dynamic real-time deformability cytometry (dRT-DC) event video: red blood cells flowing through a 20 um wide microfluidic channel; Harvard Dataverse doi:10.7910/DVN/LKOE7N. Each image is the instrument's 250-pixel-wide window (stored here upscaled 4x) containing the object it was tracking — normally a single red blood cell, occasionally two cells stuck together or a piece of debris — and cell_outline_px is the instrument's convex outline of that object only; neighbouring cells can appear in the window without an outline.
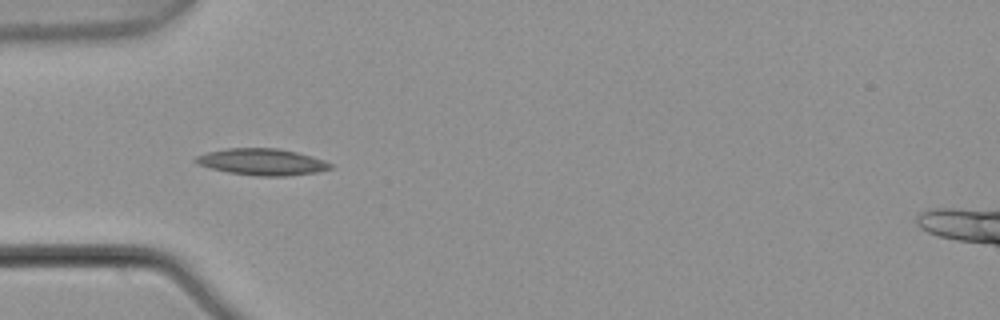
{"species": "common noctule bat (a hibernating species)", "species_latin": "Nyctalus noctula", "temperature_condition": "warm", "stored_images_in_passage": 7, "camera_frame_rate_fps": 3000, "um_per_image_px": 0.085, "animal": {"sex": "male", "body_mass_g": 21.5, "forearm_length_mm": 52.0}, "frame": {"image": 1, "passage_image": 4, "time_ms": 1.0, "image_size_px": [1000, 320], "cell_outline_px": [[332, 168], [316, 172], [284, 176], [260, 176], [228, 172], [196, 164], [192, 160], [196, 156], [208, 152], [228, 148], [276, 148], [296, 152], [324, 160], [332, 164]], "centroid_in_image_um": [22.25, 13.76], "position_along_channel_um": 62.8, "area_um2": 20.63}}
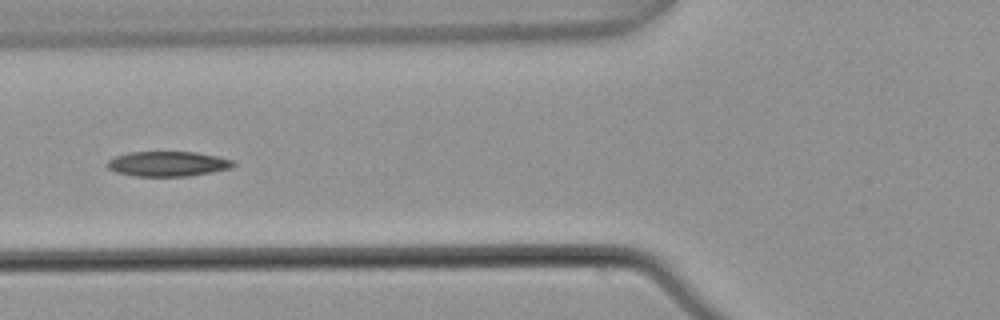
{"frame": {"image": 2, "passage_image": 5, "time_ms": 1.333, "image_size_px": [1000, 320], "cell_outline_px": [[236, 164], [228, 168], [212, 172], [188, 176], [136, 176], [116, 172], [108, 168], [108, 160], [116, 156], [128, 152], [196, 152], [216, 156], [232, 160]], "centroid_in_image_um": [14.24, 13.92], "position_along_channel_um": 111.6, "area_um2": 18.15}}
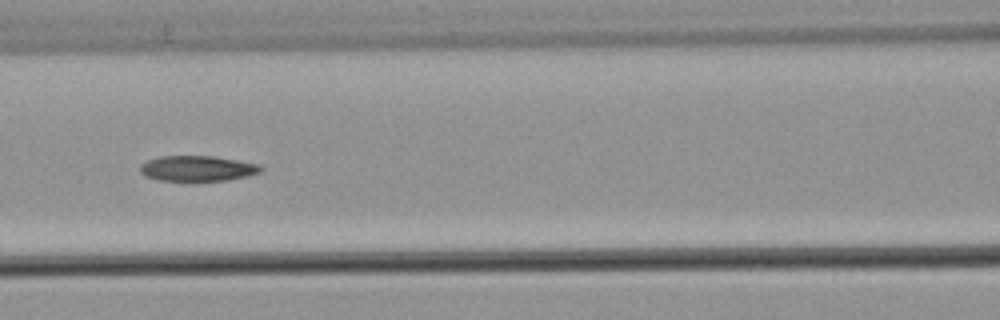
{"frame": {"image": 3, "passage_image": 6, "time_ms": 1.667, "image_size_px": [1000, 320], "cell_outline_px": [[264, 168], [260, 172], [248, 176], [228, 180], [160, 180], [144, 176], [140, 172], [140, 164], [148, 160], [160, 156], [212, 156], [236, 160], [256, 164]], "centroid_in_image_um": [16.75, 14.31], "position_along_channel_um": 149.8, "area_um2": 17.69}}